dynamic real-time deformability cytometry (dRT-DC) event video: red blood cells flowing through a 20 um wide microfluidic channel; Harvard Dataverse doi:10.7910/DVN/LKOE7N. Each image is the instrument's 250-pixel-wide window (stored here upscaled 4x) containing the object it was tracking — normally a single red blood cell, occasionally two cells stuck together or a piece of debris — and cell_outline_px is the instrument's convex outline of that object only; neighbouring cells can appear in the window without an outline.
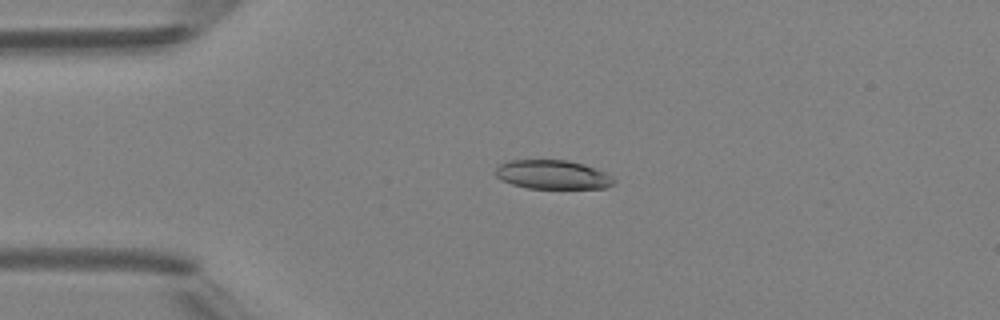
{"species": "Egyptian fruit bat (a non-hibernating species)", "species_latin": "Rousettus aegyptiacus", "temperature_condition": "room temperature", "stored_images_in_passage": 5, "camera_frame_rate_fps": 3000, "um_per_image_px": 0.085, "animal": {"sex": "female"}, "frame": {"image": 1, "passage_image": 3, "time_ms": 2.0, "image_size_px": [1000, 320], "cell_outline_px": [[616, 180], [608, 188], [528, 188], [512, 184], [500, 180], [496, 176], [496, 168], [500, 164], [508, 160], [568, 160], [584, 164], [596, 168], [612, 176]], "centroid_in_image_um": [46.98, 14.84], "position_along_channel_um": 38.0, "area_um2": 20.06}}
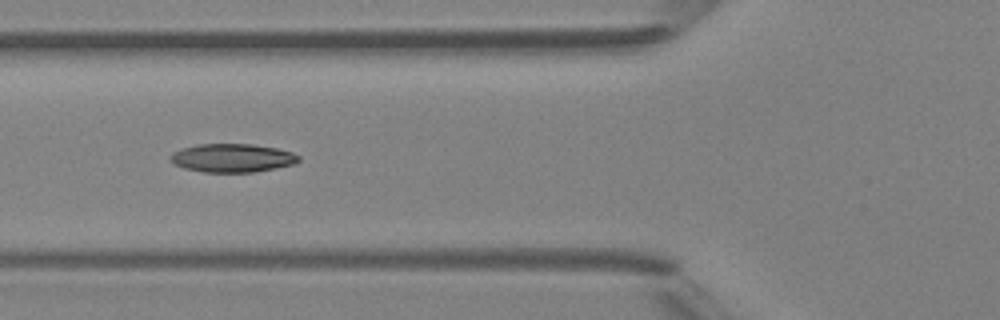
{"frame": {"image": 2, "passage_image": 5, "time_ms": 4.333, "image_size_px": [1000, 320], "cell_outline_px": [[300, 160], [296, 164], [276, 168], [252, 172], [204, 172], [184, 168], [176, 164], [168, 156], [172, 152], [180, 148], [196, 144], [252, 144], [276, 148], [292, 152], [300, 156]], "centroid_in_image_um": [19.75, 13.42], "position_along_channel_um": 106.0, "area_um2": 21.39}}